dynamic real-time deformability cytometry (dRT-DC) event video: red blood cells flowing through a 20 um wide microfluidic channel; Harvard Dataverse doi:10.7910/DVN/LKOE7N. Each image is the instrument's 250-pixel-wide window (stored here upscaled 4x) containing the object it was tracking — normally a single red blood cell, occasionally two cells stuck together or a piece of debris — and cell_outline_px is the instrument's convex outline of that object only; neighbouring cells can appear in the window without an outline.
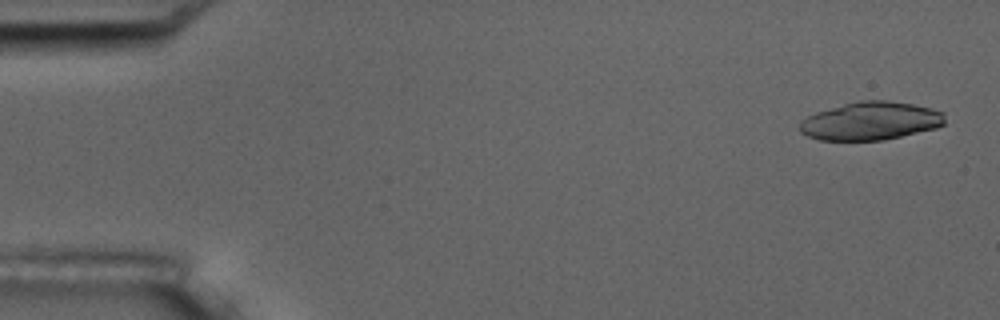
{"species": "common noctule bat (a hibernating species)", "species_latin": "Nyctalus noctula", "temperature_condition": "room temperature", "stored_images_in_passage": 4, "camera_frame_rate_fps": 3000, "um_per_image_px": 0.085, "animal": {"sex": "male", "body_mass_g": 17.5, "forearm_length_mm": 52.3}, "frame": {"image": 1, "passage_image": 1, "time_ms": 0.0, "image_size_px": [1000, 320], "cell_outline_px": [[944, 124], [936, 128], [900, 136], [880, 140], [820, 140], [808, 136], [800, 132], [796, 128], [800, 120], [816, 112], [844, 104], [860, 100], [888, 100], [912, 104], [932, 108], [944, 112]], "centroid_in_image_um": [73.97, 10.28], "position_along_channel_um": 11.0, "area_um2": 32.31}}